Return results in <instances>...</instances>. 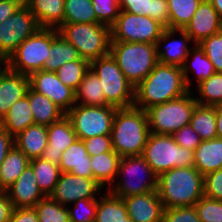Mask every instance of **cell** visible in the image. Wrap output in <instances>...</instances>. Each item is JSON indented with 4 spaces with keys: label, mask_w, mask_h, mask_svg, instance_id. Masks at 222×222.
<instances>
[{
    "label": "cell",
    "mask_w": 222,
    "mask_h": 222,
    "mask_svg": "<svg viewBox=\"0 0 222 222\" xmlns=\"http://www.w3.org/2000/svg\"><path fill=\"white\" fill-rule=\"evenodd\" d=\"M189 91L182 67L158 62L135 87L134 106L145 111L151 106L181 97Z\"/></svg>",
    "instance_id": "1"
},
{
    "label": "cell",
    "mask_w": 222,
    "mask_h": 222,
    "mask_svg": "<svg viewBox=\"0 0 222 222\" xmlns=\"http://www.w3.org/2000/svg\"><path fill=\"white\" fill-rule=\"evenodd\" d=\"M164 209L194 206L204 196V176L194 166L173 168L157 178Z\"/></svg>",
    "instance_id": "2"
},
{
    "label": "cell",
    "mask_w": 222,
    "mask_h": 222,
    "mask_svg": "<svg viewBox=\"0 0 222 222\" xmlns=\"http://www.w3.org/2000/svg\"><path fill=\"white\" fill-rule=\"evenodd\" d=\"M150 131L146 111L130 106L117 108L114 115L111 141L121 158L142 155Z\"/></svg>",
    "instance_id": "3"
},
{
    "label": "cell",
    "mask_w": 222,
    "mask_h": 222,
    "mask_svg": "<svg viewBox=\"0 0 222 222\" xmlns=\"http://www.w3.org/2000/svg\"><path fill=\"white\" fill-rule=\"evenodd\" d=\"M58 34L72 44L81 58L91 62L110 53L111 28L100 23H64Z\"/></svg>",
    "instance_id": "4"
},
{
    "label": "cell",
    "mask_w": 222,
    "mask_h": 222,
    "mask_svg": "<svg viewBox=\"0 0 222 222\" xmlns=\"http://www.w3.org/2000/svg\"><path fill=\"white\" fill-rule=\"evenodd\" d=\"M110 54L134 87L143 81L158 63L156 44L111 42Z\"/></svg>",
    "instance_id": "5"
},
{
    "label": "cell",
    "mask_w": 222,
    "mask_h": 222,
    "mask_svg": "<svg viewBox=\"0 0 222 222\" xmlns=\"http://www.w3.org/2000/svg\"><path fill=\"white\" fill-rule=\"evenodd\" d=\"M142 156L157 176L173 168L194 166V151L179 146L172 135L150 132Z\"/></svg>",
    "instance_id": "6"
},
{
    "label": "cell",
    "mask_w": 222,
    "mask_h": 222,
    "mask_svg": "<svg viewBox=\"0 0 222 222\" xmlns=\"http://www.w3.org/2000/svg\"><path fill=\"white\" fill-rule=\"evenodd\" d=\"M58 35L56 28H40L24 40L4 64L12 71L28 76L42 70L50 56L51 43Z\"/></svg>",
    "instance_id": "7"
},
{
    "label": "cell",
    "mask_w": 222,
    "mask_h": 222,
    "mask_svg": "<svg viewBox=\"0 0 222 222\" xmlns=\"http://www.w3.org/2000/svg\"><path fill=\"white\" fill-rule=\"evenodd\" d=\"M193 90L171 101L147 108L149 131L154 134L172 135L189 125L193 110L198 104Z\"/></svg>",
    "instance_id": "8"
},
{
    "label": "cell",
    "mask_w": 222,
    "mask_h": 222,
    "mask_svg": "<svg viewBox=\"0 0 222 222\" xmlns=\"http://www.w3.org/2000/svg\"><path fill=\"white\" fill-rule=\"evenodd\" d=\"M157 178L142 155L122 157L116 180L108 191L120 198L145 194L157 190Z\"/></svg>",
    "instance_id": "9"
},
{
    "label": "cell",
    "mask_w": 222,
    "mask_h": 222,
    "mask_svg": "<svg viewBox=\"0 0 222 222\" xmlns=\"http://www.w3.org/2000/svg\"><path fill=\"white\" fill-rule=\"evenodd\" d=\"M90 69L100 78L102 90L109 105L116 108L134 105L135 87L124 76L110 53L91 61Z\"/></svg>",
    "instance_id": "10"
},
{
    "label": "cell",
    "mask_w": 222,
    "mask_h": 222,
    "mask_svg": "<svg viewBox=\"0 0 222 222\" xmlns=\"http://www.w3.org/2000/svg\"><path fill=\"white\" fill-rule=\"evenodd\" d=\"M117 108L106 106H84L75 104L66 116L79 140L98 135H111L114 115Z\"/></svg>",
    "instance_id": "11"
},
{
    "label": "cell",
    "mask_w": 222,
    "mask_h": 222,
    "mask_svg": "<svg viewBox=\"0 0 222 222\" xmlns=\"http://www.w3.org/2000/svg\"><path fill=\"white\" fill-rule=\"evenodd\" d=\"M111 28V42L156 44L165 27L149 16L120 11Z\"/></svg>",
    "instance_id": "12"
},
{
    "label": "cell",
    "mask_w": 222,
    "mask_h": 222,
    "mask_svg": "<svg viewBox=\"0 0 222 222\" xmlns=\"http://www.w3.org/2000/svg\"><path fill=\"white\" fill-rule=\"evenodd\" d=\"M40 28L33 13L23 3L0 24V63H4L24 40Z\"/></svg>",
    "instance_id": "13"
},
{
    "label": "cell",
    "mask_w": 222,
    "mask_h": 222,
    "mask_svg": "<svg viewBox=\"0 0 222 222\" xmlns=\"http://www.w3.org/2000/svg\"><path fill=\"white\" fill-rule=\"evenodd\" d=\"M104 188L92 178H84L71 173H62L50 197L60 203L68 206L80 199H92L103 193ZM98 194V195H97Z\"/></svg>",
    "instance_id": "14"
},
{
    "label": "cell",
    "mask_w": 222,
    "mask_h": 222,
    "mask_svg": "<svg viewBox=\"0 0 222 222\" xmlns=\"http://www.w3.org/2000/svg\"><path fill=\"white\" fill-rule=\"evenodd\" d=\"M30 88L40 93L67 113L75 104V91L64 85L55 72L36 71L29 75Z\"/></svg>",
    "instance_id": "15"
},
{
    "label": "cell",
    "mask_w": 222,
    "mask_h": 222,
    "mask_svg": "<svg viewBox=\"0 0 222 222\" xmlns=\"http://www.w3.org/2000/svg\"><path fill=\"white\" fill-rule=\"evenodd\" d=\"M176 34L180 35L179 39H176ZM191 42L190 36L184 30L165 28L156 42L158 62L182 67L191 49L188 46Z\"/></svg>",
    "instance_id": "16"
},
{
    "label": "cell",
    "mask_w": 222,
    "mask_h": 222,
    "mask_svg": "<svg viewBox=\"0 0 222 222\" xmlns=\"http://www.w3.org/2000/svg\"><path fill=\"white\" fill-rule=\"evenodd\" d=\"M183 30L193 44H199L203 39L222 31V18L208 0H202Z\"/></svg>",
    "instance_id": "17"
},
{
    "label": "cell",
    "mask_w": 222,
    "mask_h": 222,
    "mask_svg": "<svg viewBox=\"0 0 222 222\" xmlns=\"http://www.w3.org/2000/svg\"><path fill=\"white\" fill-rule=\"evenodd\" d=\"M30 88L29 76L10 70L0 63V118L2 119L10 107L27 95Z\"/></svg>",
    "instance_id": "18"
},
{
    "label": "cell",
    "mask_w": 222,
    "mask_h": 222,
    "mask_svg": "<svg viewBox=\"0 0 222 222\" xmlns=\"http://www.w3.org/2000/svg\"><path fill=\"white\" fill-rule=\"evenodd\" d=\"M48 145L40 158L59 165L62 153L75 143L78 138L72 124L65 115L59 121L47 126Z\"/></svg>",
    "instance_id": "19"
},
{
    "label": "cell",
    "mask_w": 222,
    "mask_h": 222,
    "mask_svg": "<svg viewBox=\"0 0 222 222\" xmlns=\"http://www.w3.org/2000/svg\"><path fill=\"white\" fill-rule=\"evenodd\" d=\"M122 199L133 222H162L164 206L157 190Z\"/></svg>",
    "instance_id": "20"
},
{
    "label": "cell",
    "mask_w": 222,
    "mask_h": 222,
    "mask_svg": "<svg viewBox=\"0 0 222 222\" xmlns=\"http://www.w3.org/2000/svg\"><path fill=\"white\" fill-rule=\"evenodd\" d=\"M6 192L14 208H34L40 200L46 197L37 185L30 165Z\"/></svg>",
    "instance_id": "21"
},
{
    "label": "cell",
    "mask_w": 222,
    "mask_h": 222,
    "mask_svg": "<svg viewBox=\"0 0 222 222\" xmlns=\"http://www.w3.org/2000/svg\"><path fill=\"white\" fill-rule=\"evenodd\" d=\"M58 166L62 173H71L79 177L93 179L91 158L88 155L83 140L78 139L62 153Z\"/></svg>",
    "instance_id": "22"
},
{
    "label": "cell",
    "mask_w": 222,
    "mask_h": 222,
    "mask_svg": "<svg viewBox=\"0 0 222 222\" xmlns=\"http://www.w3.org/2000/svg\"><path fill=\"white\" fill-rule=\"evenodd\" d=\"M41 28H58L64 24L65 0H24Z\"/></svg>",
    "instance_id": "23"
},
{
    "label": "cell",
    "mask_w": 222,
    "mask_h": 222,
    "mask_svg": "<svg viewBox=\"0 0 222 222\" xmlns=\"http://www.w3.org/2000/svg\"><path fill=\"white\" fill-rule=\"evenodd\" d=\"M192 56V60L189 62V57ZM182 72L185 78L186 87L191 91L192 80H196V86L207 80L210 76L216 73L213 64L205 55L204 50L199 46V44L192 45L189 54L182 66ZM190 72L195 73V77L190 78Z\"/></svg>",
    "instance_id": "24"
},
{
    "label": "cell",
    "mask_w": 222,
    "mask_h": 222,
    "mask_svg": "<svg viewBox=\"0 0 222 222\" xmlns=\"http://www.w3.org/2000/svg\"><path fill=\"white\" fill-rule=\"evenodd\" d=\"M47 138V126L32 124L14 137V144L31 160L41 157L48 145Z\"/></svg>",
    "instance_id": "25"
},
{
    "label": "cell",
    "mask_w": 222,
    "mask_h": 222,
    "mask_svg": "<svg viewBox=\"0 0 222 222\" xmlns=\"http://www.w3.org/2000/svg\"><path fill=\"white\" fill-rule=\"evenodd\" d=\"M194 167L203 176L222 168V139L201 141L194 150Z\"/></svg>",
    "instance_id": "26"
},
{
    "label": "cell",
    "mask_w": 222,
    "mask_h": 222,
    "mask_svg": "<svg viewBox=\"0 0 222 222\" xmlns=\"http://www.w3.org/2000/svg\"><path fill=\"white\" fill-rule=\"evenodd\" d=\"M35 124L49 126L62 119L66 113L46 96L29 88L27 95Z\"/></svg>",
    "instance_id": "27"
},
{
    "label": "cell",
    "mask_w": 222,
    "mask_h": 222,
    "mask_svg": "<svg viewBox=\"0 0 222 222\" xmlns=\"http://www.w3.org/2000/svg\"><path fill=\"white\" fill-rule=\"evenodd\" d=\"M35 124L27 96L15 102L2 118V127L13 137Z\"/></svg>",
    "instance_id": "28"
},
{
    "label": "cell",
    "mask_w": 222,
    "mask_h": 222,
    "mask_svg": "<svg viewBox=\"0 0 222 222\" xmlns=\"http://www.w3.org/2000/svg\"><path fill=\"white\" fill-rule=\"evenodd\" d=\"M90 158L93 179L108 190L116 180L121 157L115 152H106Z\"/></svg>",
    "instance_id": "29"
},
{
    "label": "cell",
    "mask_w": 222,
    "mask_h": 222,
    "mask_svg": "<svg viewBox=\"0 0 222 222\" xmlns=\"http://www.w3.org/2000/svg\"><path fill=\"white\" fill-rule=\"evenodd\" d=\"M100 78L89 69L75 91L76 104L84 106H106Z\"/></svg>",
    "instance_id": "30"
},
{
    "label": "cell",
    "mask_w": 222,
    "mask_h": 222,
    "mask_svg": "<svg viewBox=\"0 0 222 222\" xmlns=\"http://www.w3.org/2000/svg\"><path fill=\"white\" fill-rule=\"evenodd\" d=\"M29 164L30 159L14 146L0 166V191H6Z\"/></svg>",
    "instance_id": "31"
},
{
    "label": "cell",
    "mask_w": 222,
    "mask_h": 222,
    "mask_svg": "<svg viewBox=\"0 0 222 222\" xmlns=\"http://www.w3.org/2000/svg\"><path fill=\"white\" fill-rule=\"evenodd\" d=\"M97 198L95 222H121L129 218L124 201L107 191Z\"/></svg>",
    "instance_id": "32"
},
{
    "label": "cell",
    "mask_w": 222,
    "mask_h": 222,
    "mask_svg": "<svg viewBox=\"0 0 222 222\" xmlns=\"http://www.w3.org/2000/svg\"><path fill=\"white\" fill-rule=\"evenodd\" d=\"M202 141L217 138L216 106L197 104L189 123Z\"/></svg>",
    "instance_id": "33"
},
{
    "label": "cell",
    "mask_w": 222,
    "mask_h": 222,
    "mask_svg": "<svg viewBox=\"0 0 222 222\" xmlns=\"http://www.w3.org/2000/svg\"><path fill=\"white\" fill-rule=\"evenodd\" d=\"M29 165L33 169L37 185L42 193L45 196H50L61 174L59 166L40 157L31 159Z\"/></svg>",
    "instance_id": "34"
},
{
    "label": "cell",
    "mask_w": 222,
    "mask_h": 222,
    "mask_svg": "<svg viewBox=\"0 0 222 222\" xmlns=\"http://www.w3.org/2000/svg\"><path fill=\"white\" fill-rule=\"evenodd\" d=\"M78 50L58 35L51 43L50 56L45 61L42 71L55 72L66 62L79 60Z\"/></svg>",
    "instance_id": "35"
},
{
    "label": "cell",
    "mask_w": 222,
    "mask_h": 222,
    "mask_svg": "<svg viewBox=\"0 0 222 222\" xmlns=\"http://www.w3.org/2000/svg\"><path fill=\"white\" fill-rule=\"evenodd\" d=\"M202 0H167L169 29L183 30L191 21Z\"/></svg>",
    "instance_id": "36"
},
{
    "label": "cell",
    "mask_w": 222,
    "mask_h": 222,
    "mask_svg": "<svg viewBox=\"0 0 222 222\" xmlns=\"http://www.w3.org/2000/svg\"><path fill=\"white\" fill-rule=\"evenodd\" d=\"M199 95L194 96L199 105H222V73H214L196 86Z\"/></svg>",
    "instance_id": "37"
},
{
    "label": "cell",
    "mask_w": 222,
    "mask_h": 222,
    "mask_svg": "<svg viewBox=\"0 0 222 222\" xmlns=\"http://www.w3.org/2000/svg\"><path fill=\"white\" fill-rule=\"evenodd\" d=\"M64 23H99L91 0H65Z\"/></svg>",
    "instance_id": "38"
},
{
    "label": "cell",
    "mask_w": 222,
    "mask_h": 222,
    "mask_svg": "<svg viewBox=\"0 0 222 222\" xmlns=\"http://www.w3.org/2000/svg\"><path fill=\"white\" fill-rule=\"evenodd\" d=\"M89 69L90 62L80 58L76 61L66 62L59 67L55 73L64 85L76 91L78 85L83 80L84 75Z\"/></svg>",
    "instance_id": "39"
},
{
    "label": "cell",
    "mask_w": 222,
    "mask_h": 222,
    "mask_svg": "<svg viewBox=\"0 0 222 222\" xmlns=\"http://www.w3.org/2000/svg\"><path fill=\"white\" fill-rule=\"evenodd\" d=\"M39 222H70L68 206L61 205L50 196L40 200L35 206Z\"/></svg>",
    "instance_id": "40"
},
{
    "label": "cell",
    "mask_w": 222,
    "mask_h": 222,
    "mask_svg": "<svg viewBox=\"0 0 222 222\" xmlns=\"http://www.w3.org/2000/svg\"><path fill=\"white\" fill-rule=\"evenodd\" d=\"M75 207L68 206L70 222H94L96 209H97V198L92 199H80L73 204Z\"/></svg>",
    "instance_id": "41"
},
{
    "label": "cell",
    "mask_w": 222,
    "mask_h": 222,
    "mask_svg": "<svg viewBox=\"0 0 222 222\" xmlns=\"http://www.w3.org/2000/svg\"><path fill=\"white\" fill-rule=\"evenodd\" d=\"M200 222H222V201L203 196L195 205Z\"/></svg>",
    "instance_id": "42"
},
{
    "label": "cell",
    "mask_w": 222,
    "mask_h": 222,
    "mask_svg": "<svg viewBox=\"0 0 222 222\" xmlns=\"http://www.w3.org/2000/svg\"><path fill=\"white\" fill-rule=\"evenodd\" d=\"M98 22L111 27L120 13L119 0H91Z\"/></svg>",
    "instance_id": "43"
},
{
    "label": "cell",
    "mask_w": 222,
    "mask_h": 222,
    "mask_svg": "<svg viewBox=\"0 0 222 222\" xmlns=\"http://www.w3.org/2000/svg\"><path fill=\"white\" fill-rule=\"evenodd\" d=\"M199 46L213 64L216 73H222V31L203 39Z\"/></svg>",
    "instance_id": "44"
},
{
    "label": "cell",
    "mask_w": 222,
    "mask_h": 222,
    "mask_svg": "<svg viewBox=\"0 0 222 222\" xmlns=\"http://www.w3.org/2000/svg\"><path fill=\"white\" fill-rule=\"evenodd\" d=\"M162 222H200L194 206L164 209Z\"/></svg>",
    "instance_id": "45"
},
{
    "label": "cell",
    "mask_w": 222,
    "mask_h": 222,
    "mask_svg": "<svg viewBox=\"0 0 222 222\" xmlns=\"http://www.w3.org/2000/svg\"><path fill=\"white\" fill-rule=\"evenodd\" d=\"M204 196L222 201V168L204 175Z\"/></svg>",
    "instance_id": "46"
},
{
    "label": "cell",
    "mask_w": 222,
    "mask_h": 222,
    "mask_svg": "<svg viewBox=\"0 0 222 222\" xmlns=\"http://www.w3.org/2000/svg\"><path fill=\"white\" fill-rule=\"evenodd\" d=\"M90 157L106 152H115L112 147L111 135H98L83 140Z\"/></svg>",
    "instance_id": "47"
},
{
    "label": "cell",
    "mask_w": 222,
    "mask_h": 222,
    "mask_svg": "<svg viewBox=\"0 0 222 222\" xmlns=\"http://www.w3.org/2000/svg\"><path fill=\"white\" fill-rule=\"evenodd\" d=\"M175 142L186 149L194 151L201 143V138L192 126L186 125L172 134Z\"/></svg>",
    "instance_id": "48"
},
{
    "label": "cell",
    "mask_w": 222,
    "mask_h": 222,
    "mask_svg": "<svg viewBox=\"0 0 222 222\" xmlns=\"http://www.w3.org/2000/svg\"><path fill=\"white\" fill-rule=\"evenodd\" d=\"M120 11L152 18L153 0H119Z\"/></svg>",
    "instance_id": "49"
},
{
    "label": "cell",
    "mask_w": 222,
    "mask_h": 222,
    "mask_svg": "<svg viewBox=\"0 0 222 222\" xmlns=\"http://www.w3.org/2000/svg\"><path fill=\"white\" fill-rule=\"evenodd\" d=\"M152 19L169 28V8L167 0H153Z\"/></svg>",
    "instance_id": "50"
},
{
    "label": "cell",
    "mask_w": 222,
    "mask_h": 222,
    "mask_svg": "<svg viewBox=\"0 0 222 222\" xmlns=\"http://www.w3.org/2000/svg\"><path fill=\"white\" fill-rule=\"evenodd\" d=\"M9 222H39L34 208H14Z\"/></svg>",
    "instance_id": "51"
},
{
    "label": "cell",
    "mask_w": 222,
    "mask_h": 222,
    "mask_svg": "<svg viewBox=\"0 0 222 222\" xmlns=\"http://www.w3.org/2000/svg\"><path fill=\"white\" fill-rule=\"evenodd\" d=\"M24 0H0V24L14 14Z\"/></svg>",
    "instance_id": "52"
},
{
    "label": "cell",
    "mask_w": 222,
    "mask_h": 222,
    "mask_svg": "<svg viewBox=\"0 0 222 222\" xmlns=\"http://www.w3.org/2000/svg\"><path fill=\"white\" fill-rule=\"evenodd\" d=\"M14 210L6 191H0V222H9Z\"/></svg>",
    "instance_id": "53"
},
{
    "label": "cell",
    "mask_w": 222,
    "mask_h": 222,
    "mask_svg": "<svg viewBox=\"0 0 222 222\" xmlns=\"http://www.w3.org/2000/svg\"><path fill=\"white\" fill-rule=\"evenodd\" d=\"M15 146L14 137L4 128L0 129V166L6 158L7 153Z\"/></svg>",
    "instance_id": "54"
},
{
    "label": "cell",
    "mask_w": 222,
    "mask_h": 222,
    "mask_svg": "<svg viewBox=\"0 0 222 222\" xmlns=\"http://www.w3.org/2000/svg\"><path fill=\"white\" fill-rule=\"evenodd\" d=\"M217 138L222 139V105L216 106Z\"/></svg>",
    "instance_id": "55"
},
{
    "label": "cell",
    "mask_w": 222,
    "mask_h": 222,
    "mask_svg": "<svg viewBox=\"0 0 222 222\" xmlns=\"http://www.w3.org/2000/svg\"><path fill=\"white\" fill-rule=\"evenodd\" d=\"M222 18V0H208Z\"/></svg>",
    "instance_id": "56"
},
{
    "label": "cell",
    "mask_w": 222,
    "mask_h": 222,
    "mask_svg": "<svg viewBox=\"0 0 222 222\" xmlns=\"http://www.w3.org/2000/svg\"><path fill=\"white\" fill-rule=\"evenodd\" d=\"M121 222H133L130 218H125V221H121Z\"/></svg>",
    "instance_id": "57"
},
{
    "label": "cell",
    "mask_w": 222,
    "mask_h": 222,
    "mask_svg": "<svg viewBox=\"0 0 222 222\" xmlns=\"http://www.w3.org/2000/svg\"><path fill=\"white\" fill-rule=\"evenodd\" d=\"M2 119L0 118V129H2Z\"/></svg>",
    "instance_id": "58"
}]
</instances>
